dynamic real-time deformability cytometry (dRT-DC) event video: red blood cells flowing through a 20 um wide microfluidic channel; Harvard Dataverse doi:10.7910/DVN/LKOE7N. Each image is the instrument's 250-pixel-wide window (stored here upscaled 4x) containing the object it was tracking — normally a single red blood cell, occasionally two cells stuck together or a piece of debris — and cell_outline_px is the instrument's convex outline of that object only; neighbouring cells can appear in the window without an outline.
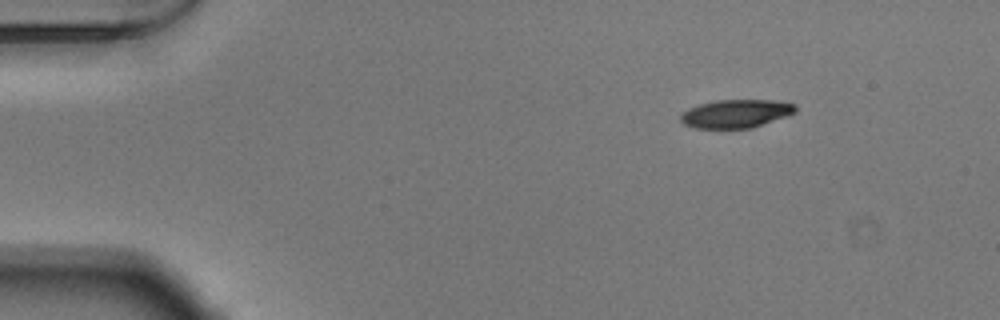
{"species": "Egyptian fruit bat (a non-hibernating species)", "species_latin": "Rousettus aegyptiacus", "temperature_condition": "warm", "stored_images_in_passage": 46, "camera_frame_rate_fps": 3000, "um_per_image_px": 0.085, "animal": {"sex": "male"}, "frame": {"image": 1, "passage_image": 1, "time_ms": 0.0, "image_size_px": [1000, 320], "cell_outline_px": [[796, 112], [788, 116], [752, 128], [696, 128], [684, 124], [680, 120], [680, 112], [688, 108], [700, 104], [716, 100], [772, 100], [796, 104]], "centroid_in_image_um": [62.55, 9.66], "position_along_channel_um": 22.4, "area_um2": 19.07}}
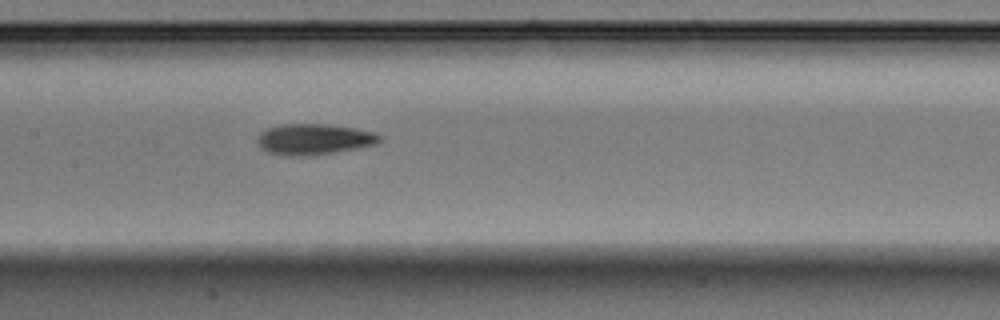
{"frame": {"image": 2, "passage_image": 20, "time_ms": 6.333, "image_size_px": [1000, 320], "cell_outline_px": [[384, 136], [376, 144], [356, 148], [332, 152], [304, 156], [288, 156], [268, 152], [260, 148], [256, 140], [260, 132], [268, 128], [284, 124], [328, 124], [356, 128], [376, 132]], "centroid_in_image_um": [26.69, 11.82], "position_along_channel_um": 180.7, "area_um2": 22.02}}
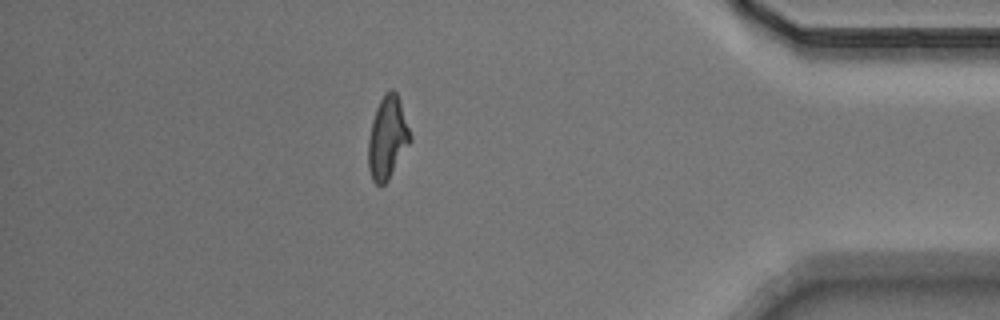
{"frame": {"image": 3, "passage_image": 40, "time_ms": 13.0, "image_size_px": [1000, 320], "cell_outline_px": [[412, 140], [388, 180], [384, 184], [376, 184], [372, 180], [368, 168], [368, 140], [372, 120], [376, 108], [384, 92], [392, 88], [396, 92], [412, 136]], "centroid_in_image_um": [32.93, 11.71], "position_along_channel_um": 402.3, "area_um2": 20.11}, "authors_computed_cell_mechanics": {"area_um2": 20.519, "velocity_mm_per_s": 3.8714, "shape_relaxation_time_tau1_ms": 3.2701, "shape_relaxation_time_tau2_ms": 3.338, "deformation_change_tau1": 0.1681, "deformation_change_tau2": 0.1244}}